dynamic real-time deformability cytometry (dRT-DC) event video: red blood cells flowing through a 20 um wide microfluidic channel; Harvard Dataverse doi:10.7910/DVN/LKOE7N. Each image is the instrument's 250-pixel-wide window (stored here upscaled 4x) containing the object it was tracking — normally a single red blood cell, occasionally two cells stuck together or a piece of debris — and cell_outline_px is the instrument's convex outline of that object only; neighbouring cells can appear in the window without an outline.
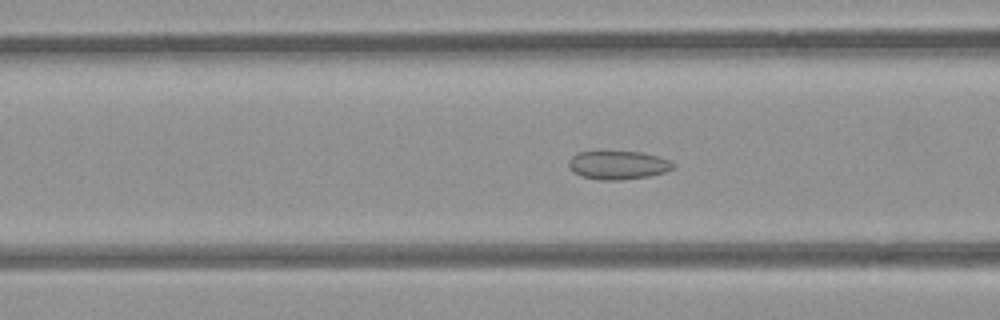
{"species": "common noctule bat (a hibernating species)", "species_latin": "Nyctalus noctula", "temperature_condition": "room temperature", "stored_images_in_passage": 54, "camera_frame_rate_fps": 3000, "um_per_image_px": 0.085, "animal": {"sex": "female", "body_mass_g": 21.9}, "frame": {"image": 1, "passage_image": 21, "time_ms": 6.667, "image_size_px": [1000, 320], "cell_outline_px": [[676, 164], [672, 168], [664, 172], [648, 176], [620, 180], [600, 180], [580, 176], [572, 172], [568, 168], [568, 160], [572, 156], [580, 152], [596, 148], [600, 148], [644, 152], [672, 160]], "centroid_in_image_um": [52.48, 13.97], "position_along_channel_um": 114.1, "area_um2": 18.44}}
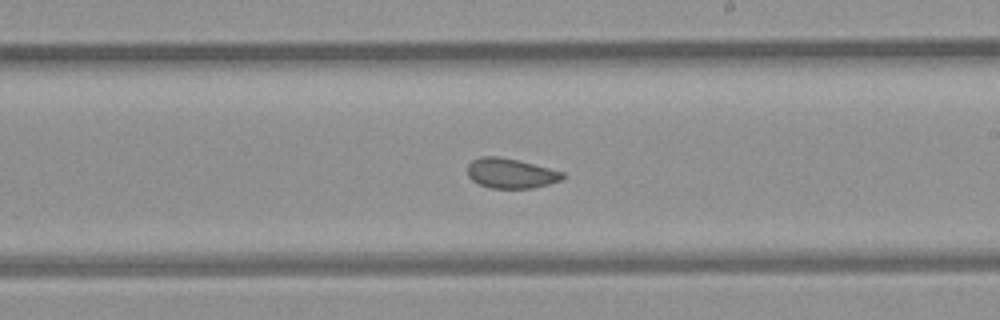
{"frame": {"image": 2, "passage_image": 31, "time_ms": 10.0, "image_size_px": [1000, 320], "cell_outline_px": [[564, 180], [532, 188], [492, 188], [480, 184], [472, 180], [468, 176], [468, 164], [472, 160], [480, 156], [500, 156], [564, 172]], "centroid_in_image_um": [43.41, 14.73], "position_along_channel_um": 245.6, "area_um2": 16.47}}
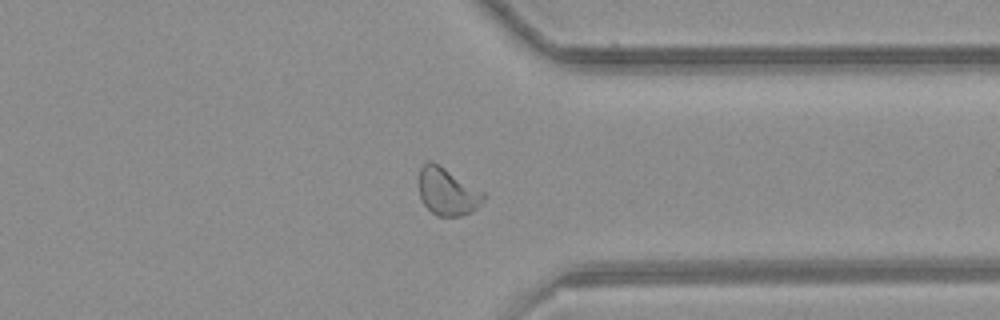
{"frame": {"image": 3, "passage_image": 41, "time_ms": 13.333, "image_size_px": [1000, 320], "cell_outline_px": [[484, 200], [472, 212], [460, 216], [436, 216], [420, 200], [420, 168], [428, 160], [432, 160], [484, 192]], "centroid_in_image_um": [38.02, 16.29], "position_along_channel_um": 373.4, "area_um2": 17.69}, "authors_computed_cell_mechanics": {"area_um2": 18.4382, "velocity_mm_per_s": 3.9351, "shape_relaxation_time_tau1_ms": null, "shape_relaxation_time_tau2_ms": 1.6116, "deformation_change_tau1": null, "deformation_change_tau2": 0.0683}}